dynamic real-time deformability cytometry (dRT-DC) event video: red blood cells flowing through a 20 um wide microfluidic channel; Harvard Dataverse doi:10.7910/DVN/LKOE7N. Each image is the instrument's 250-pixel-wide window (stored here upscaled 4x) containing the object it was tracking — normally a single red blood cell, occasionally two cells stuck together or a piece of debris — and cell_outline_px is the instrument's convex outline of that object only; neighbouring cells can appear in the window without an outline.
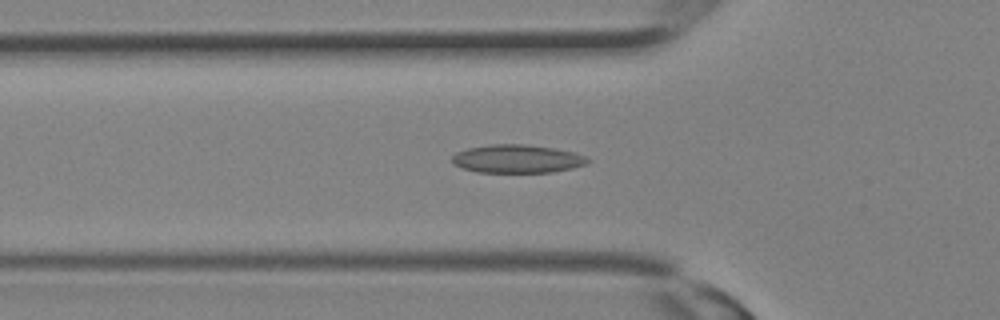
{"species": "Egyptian fruit bat (a non-hibernating species)", "species_latin": "Rousettus aegyptiacus", "temperature_condition": "room temperature", "stored_images_in_passage": 19, "camera_frame_rate_fps": 3000, "um_per_image_px": 0.085, "animal": {"sex": "female"}, "frame": {"image": 1, "passage_image": 7, "time_ms": 2.0, "image_size_px": [1000, 320], "cell_outline_px": [[592, 160], [584, 164], [572, 168], [552, 172], [476, 172], [452, 164], [452, 156], [456, 152], [468, 148], [492, 144], [524, 144], [552, 148], [572, 152], [584, 156]], "centroid_in_image_um": [43.92, 13.5], "position_along_channel_um": 81.9, "area_um2": 22.14}}
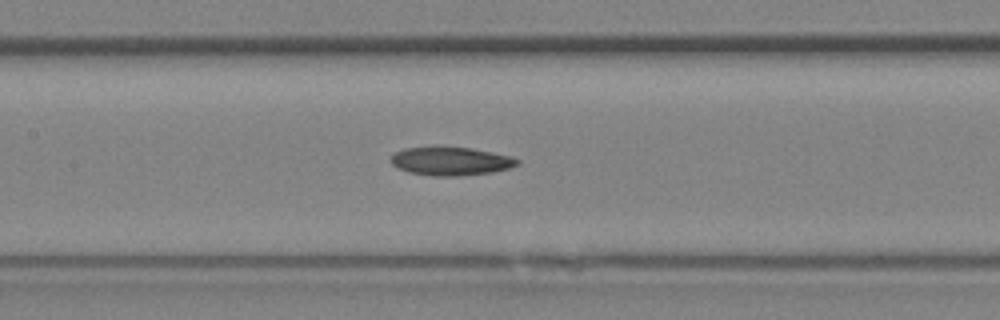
{"frame": {"image": 2, "passage_image": 11, "time_ms": 3.333, "image_size_px": [1000, 320], "cell_outline_px": [[520, 164], [512, 168], [492, 172], [456, 176], [432, 176], [408, 172], [392, 164], [392, 156], [396, 152], [404, 148], [432, 144], [472, 148], [512, 156], [520, 160]], "centroid_in_image_um": [38.34, 13.66], "position_along_channel_um": 169.1, "area_um2": 21.62}}
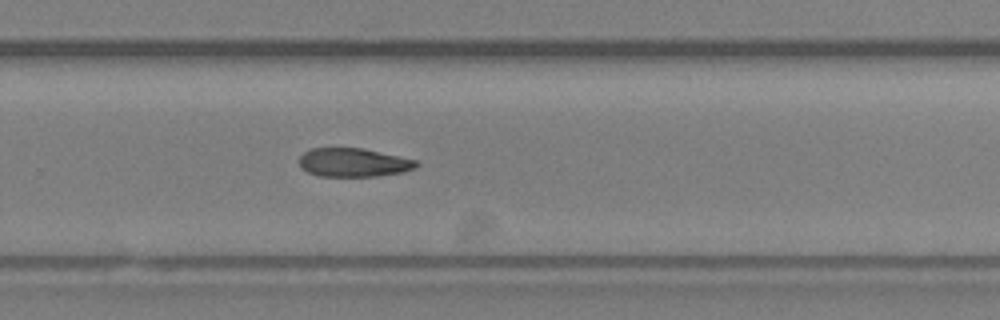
{"frame": {"image": 3, "passage_image": 17, "time_ms": 5.333, "image_size_px": [1000, 320], "cell_outline_px": [[420, 164], [416, 168], [400, 172], [376, 176], [320, 176], [308, 172], [300, 164], [300, 156], [304, 152], [312, 148], [364, 148], [416, 160]], "centroid_in_image_um": [30.07, 13.8], "position_along_channel_um": 299.7, "area_um2": 19.36}}